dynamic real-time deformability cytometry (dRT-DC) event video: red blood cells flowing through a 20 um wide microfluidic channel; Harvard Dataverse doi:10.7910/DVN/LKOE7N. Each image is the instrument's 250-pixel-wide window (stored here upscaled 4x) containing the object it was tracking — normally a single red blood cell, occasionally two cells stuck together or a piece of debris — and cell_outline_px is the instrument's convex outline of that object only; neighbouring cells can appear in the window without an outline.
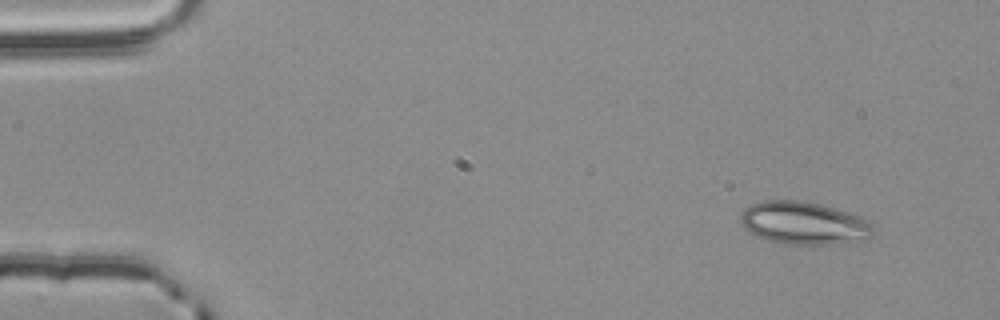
{"species": "common noctule bat (a hibernating species)", "species_latin": "Nyctalus noctula", "temperature_condition": "room temperature", "stored_images_in_passage": 3, "camera_frame_rate_fps": 3000, "um_per_image_px": 0.085, "animal": {"sex": "male", "body_mass_g": 20.4}, "frame": {"image": 1, "passage_image": 1, "time_ms": 0.0, "image_size_px": [1000, 320], "cell_outline_px": [[876, 232], [868, 240], [828, 244], [792, 244], [768, 240], [756, 236], [748, 232], [740, 224], [740, 212], [744, 208], [752, 204], [764, 200], [800, 200], [820, 204], [860, 216], [868, 220], [876, 228]], "centroid_in_image_um": [68.34, 18.96], "position_along_channel_um": 16.7, "area_um2": 33.41}}